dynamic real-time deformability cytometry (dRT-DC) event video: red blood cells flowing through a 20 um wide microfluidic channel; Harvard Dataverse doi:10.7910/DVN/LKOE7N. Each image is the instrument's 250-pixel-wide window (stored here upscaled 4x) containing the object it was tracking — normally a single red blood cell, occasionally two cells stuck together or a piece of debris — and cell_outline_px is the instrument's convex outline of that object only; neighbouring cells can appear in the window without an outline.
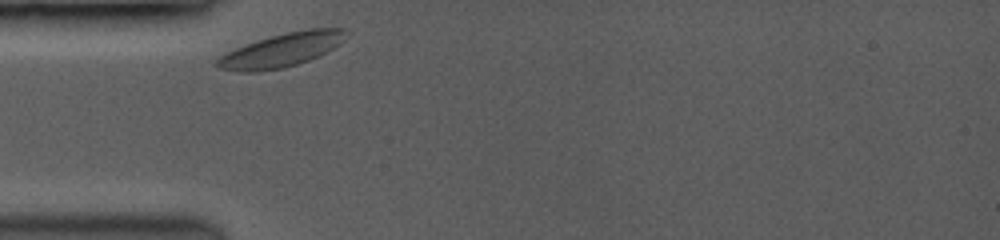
{"species": "common noctule bat (a hibernating species)", "species_latin": "Nyctalus noctula", "temperature_condition": "room temperature", "stored_images_in_passage": 2, "camera_frame_rate_fps": 3500, "um_per_image_px": 0.085, "animal": {"sex": "female", "body_mass_g": 19.0, "forearm_length_mm": 53.3}, "frame": {"image": 1, "passage_image": 1, "time_ms": 0.0, "image_size_px": [1000, 240], "cell_outline_px": [[348, 32], [344, 40], [340, 44], [328, 52], [308, 60], [284, 68], [252, 72], [240, 72], [216, 68], [216, 60], [220, 56], [236, 48], [272, 36], [288, 32], [308, 28], [348, 28]], "centroid_in_image_um": [23.99, 4.26], "position_along_channel_um": 61.0, "area_um2": 25.2}}